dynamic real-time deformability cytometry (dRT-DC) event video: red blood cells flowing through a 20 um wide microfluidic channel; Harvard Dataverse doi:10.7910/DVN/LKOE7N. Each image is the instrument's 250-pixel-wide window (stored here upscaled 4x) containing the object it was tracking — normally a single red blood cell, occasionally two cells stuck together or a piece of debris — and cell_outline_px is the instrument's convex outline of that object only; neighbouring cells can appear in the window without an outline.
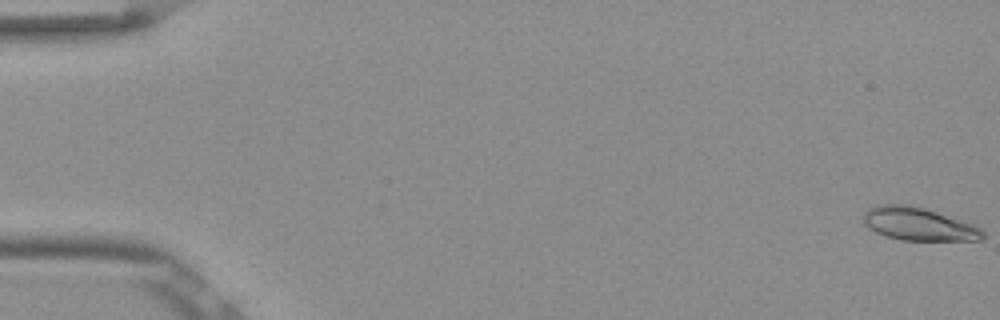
{"species": "Egyptian fruit bat (a non-hibernating species)", "species_latin": "Rousettus aegyptiacus", "temperature_condition": "room temperature", "stored_images_in_passage": 53, "camera_frame_rate_fps": 3000, "um_per_image_px": 0.085, "frame": {"image": 1, "passage_image": 1, "time_ms": 0.0, "image_size_px": [1000, 320], "cell_outline_px": [[984, 240], [900, 240], [876, 232], [868, 228], [864, 224], [864, 216], [868, 208], [876, 204], [912, 204], [972, 224], [980, 228], [984, 232]], "centroid_in_image_um": [78.06, 19.03], "position_along_channel_um": 6.9, "area_um2": 22.83}}
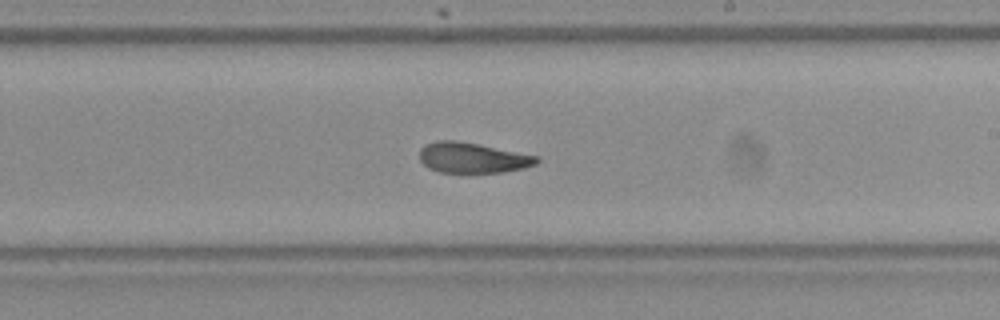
{"frame": {"image": 2, "passage_image": 32, "time_ms": 10.333, "image_size_px": [1000, 320], "cell_outline_px": [[540, 160], [536, 164], [524, 168], [504, 172], [440, 172], [428, 168], [420, 160], [420, 148], [424, 144], [436, 140], [456, 140], [480, 144], [540, 156]], "centroid_in_image_um": [40.18, 13.39], "position_along_channel_um": 248.8, "area_um2": 20.98}}
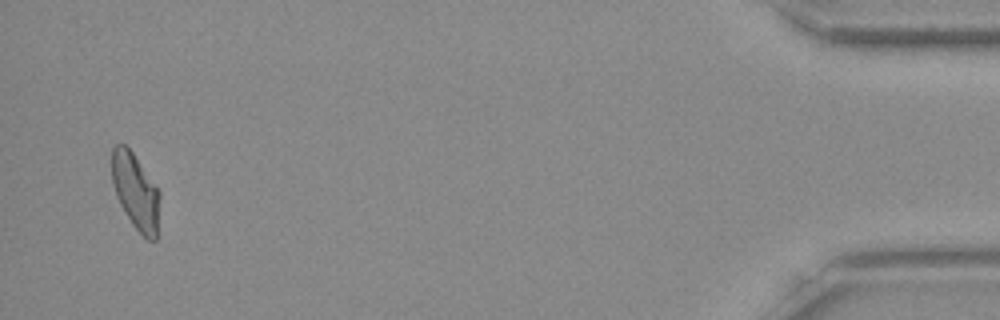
{"frame": {"image": 3, "passage_image": 52, "time_ms": 17.0, "image_size_px": [1000, 320], "cell_outline_px": [[160, 196], [156, 240], [148, 240], [132, 224], [120, 204], [116, 196], [112, 184], [112, 148], [116, 144], [124, 144], [132, 152], [156, 184], [160, 192]], "centroid_in_image_um": [11.53, 16.26], "position_along_channel_um": 423.7, "area_um2": 21.15}, "authors_computed_cell_mechanics": {"area_um2": 21.8484, "velocity_mm_per_s": 3.853, "shape_relaxation_time_tau1_ms": 7.8858, "shape_relaxation_time_tau2_ms": 2.572, "deformation_change_tau1": 0.2029, "deformation_change_tau2": 0.0834}}